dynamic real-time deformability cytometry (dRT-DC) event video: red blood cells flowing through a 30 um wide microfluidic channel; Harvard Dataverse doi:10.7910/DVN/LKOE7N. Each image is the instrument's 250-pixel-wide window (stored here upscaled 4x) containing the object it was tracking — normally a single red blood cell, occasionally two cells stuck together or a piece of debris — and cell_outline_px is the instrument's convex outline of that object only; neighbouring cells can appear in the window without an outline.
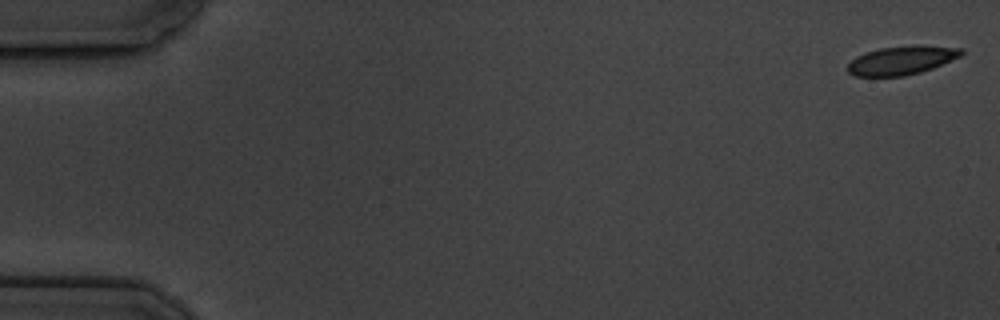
{"species": "common noctule bat (a hibernating species)", "species_latin": "Nyctalus noctula", "temperature_condition": "cold", "stored_images_in_passage": 5, "camera_frame_rate_fps": 3000, "um_per_image_px": 0.085, "animal": {"sex": "male", "body_mass_g": 19.5, "forearm_length_mm": 54.6}, "frame": {"image": 1, "passage_image": 1, "time_ms": 0.0, "image_size_px": [1000, 320], "cell_outline_px": [[964, 52], [960, 56], [932, 68], [920, 72], [904, 76], [856, 76], [848, 72], [844, 68], [856, 56], [864, 52], [880, 48], [924, 44], [964, 48]], "centroid_in_image_um": [76.63, 5.11], "position_along_channel_um": 8.4, "area_um2": 19.19}}
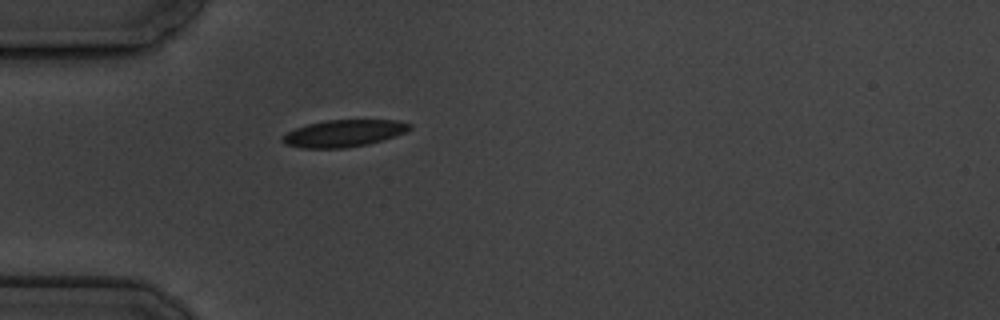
{"frame": {"image": 2, "passage_image": 5, "time_ms": 5.333, "image_size_px": [1000, 320], "cell_outline_px": [[412, 128], [396, 136], [368, 144], [344, 148], [300, 148], [284, 144], [280, 140], [288, 132], [296, 128], [308, 124], [328, 120], [396, 120], [412, 124]], "centroid_in_image_um": [29.22, 11.34], "position_along_channel_um": 55.8, "area_um2": 19.94}}